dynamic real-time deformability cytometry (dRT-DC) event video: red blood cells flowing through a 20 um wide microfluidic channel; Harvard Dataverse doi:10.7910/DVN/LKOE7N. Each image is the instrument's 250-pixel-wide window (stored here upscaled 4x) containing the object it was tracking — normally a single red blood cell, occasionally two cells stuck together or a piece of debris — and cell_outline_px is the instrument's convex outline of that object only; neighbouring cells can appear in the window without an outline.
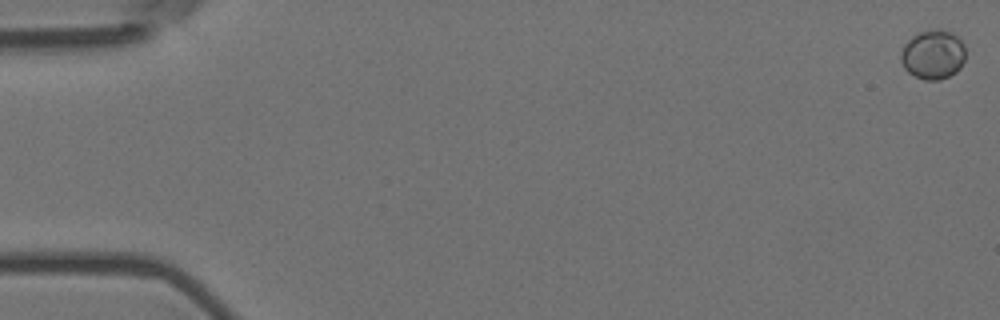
{"species": "Egyptian fruit bat (a non-hibernating species)", "species_latin": "Rousettus aegyptiacus", "temperature_condition": "room temperature", "stored_images_in_passage": 3, "camera_frame_rate_fps": 3000, "um_per_image_px": 0.085, "animal": {"sex": "female"}, "frame": {"image": 1, "passage_image": 1, "time_ms": 0.0, "image_size_px": [1000, 320], "cell_outline_px": [[964, 60], [960, 68], [956, 72], [940, 80], [924, 80], [908, 72], [904, 68], [900, 60], [900, 52], [904, 44], [912, 36], [920, 32], [936, 28], [940, 28], [952, 32], [960, 36], [964, 44]], "centroid_in_image_um": [79.31, 4.61], "position_along_channel_um": 5.7, "area_um2": 18.9}}